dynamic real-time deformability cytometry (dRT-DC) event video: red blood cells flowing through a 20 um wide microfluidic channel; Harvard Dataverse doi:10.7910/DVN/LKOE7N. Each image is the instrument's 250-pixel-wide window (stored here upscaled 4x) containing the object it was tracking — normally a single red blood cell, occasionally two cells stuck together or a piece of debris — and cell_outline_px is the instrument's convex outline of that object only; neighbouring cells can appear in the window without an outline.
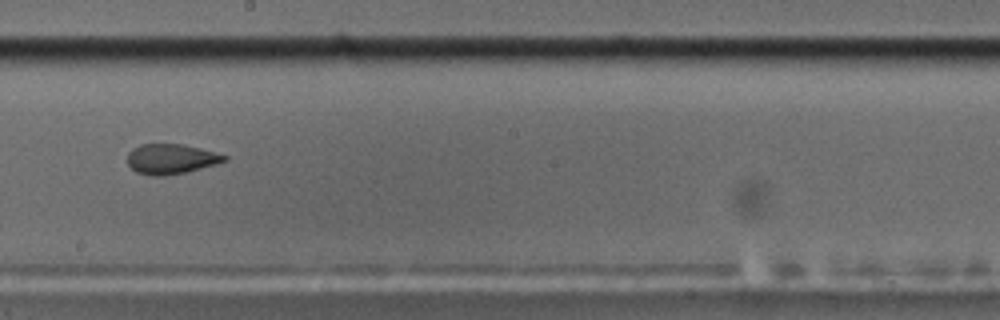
{"species": "common noctule bat (a hibernating species)", "species_latin": "Nyctalus noctula", "temperature_condition": "cold", "stored_images_in_passage": 15, "camera_frame_rate_fps": 3000, "um_per_image_px": 0.085, "animal": {"sex": "male", "body_mass_g": 17.5, "forearm_length_mm": 52.3}, "frame": {"image": 1, "passage_image": 11, "time_ms": 12.667, "image_size_px": [1000, 320], "cell_outline_px": [[228, 160], [216, 164], [184, 172], [164, 176], [152, 176], [136, 172], [128, 164], [128, 152], [132, 148], [140, 144], [184, 144], [216, 152], [228, 156]], "centroid_in_image_um": [14.53, 13.5], "position_along_channel_um": 233.7, "area_um2": 16.99}, "authors_computed_cell_mechanics": {"area_um2": 18.7272, "velocity_mm_per_s": 3.4768, "shape_relaxation_time_tau1_ms": null, "shape_relaxation_time_tau2_ms": 1.3871, "deformation_change_tau1": null, "deformation_change_tau2": 0.0866}}